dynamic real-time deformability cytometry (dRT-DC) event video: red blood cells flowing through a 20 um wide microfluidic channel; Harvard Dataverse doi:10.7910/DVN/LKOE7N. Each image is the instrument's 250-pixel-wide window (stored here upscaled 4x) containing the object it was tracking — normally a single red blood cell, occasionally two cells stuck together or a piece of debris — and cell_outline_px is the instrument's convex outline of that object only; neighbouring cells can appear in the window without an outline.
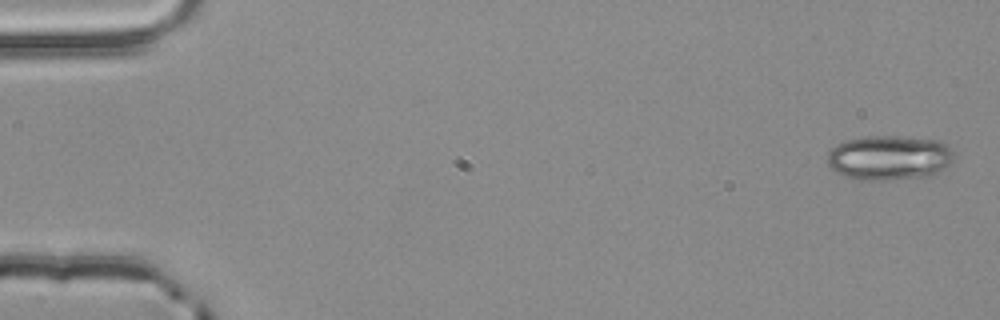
{"species": "common noctule bat (a hibernating species)", "species_latin": "Nyctalus noctula", "temperature_condition": "room temperature", "stored_images_in_passage": 4, "camera_frame_rate_fps": 3000, "um_per_image_px": 0.085, "animal": {"sex": "male", "body_mass_g": 20.4}, "frame": {"image": 1, "passage_image": 1, "time_ms": 0.0, "image_size_px": [1000, 320], "cell_outline_px": [[956, 156], [944, 168], [932, 176], [888, 180], [860, 180], [844, 176], [836, 172], [828, 164], [828, 152], [836, 144], [844, 140], [868, 136], [896, 136], [936, 140], [948, 144], [956, 152]], "centroid_in_image_um": [75.61, 13.4], "position_along_channel_um": 9.4, "area_um2": 33.35}}